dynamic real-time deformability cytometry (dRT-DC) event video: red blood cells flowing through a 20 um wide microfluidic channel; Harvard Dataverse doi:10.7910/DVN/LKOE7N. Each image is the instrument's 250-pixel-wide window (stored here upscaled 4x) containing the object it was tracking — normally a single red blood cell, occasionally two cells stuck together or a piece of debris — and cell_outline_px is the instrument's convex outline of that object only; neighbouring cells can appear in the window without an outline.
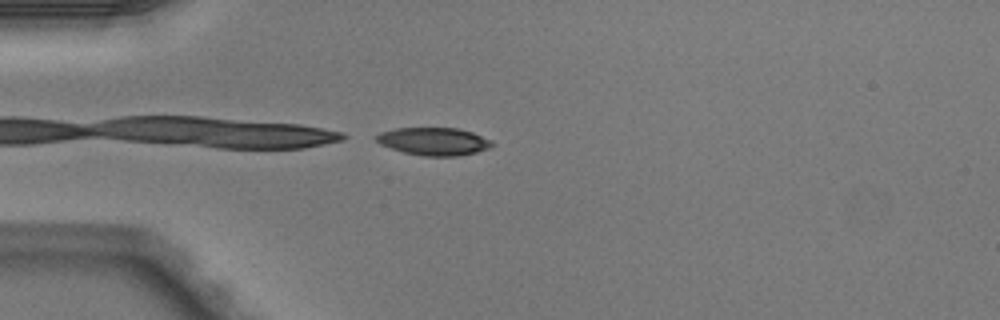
{"species": "Egyptian fruit bat (a non-hibernating species)", "species_latin": "Rousettus aegyptiacus", "temperature_condition": "warm", "stored_images_in_passage": 4, "camera_frame_rate_fps": 3000, "um_per_image_px": 0.085, "animal": {"sex": "male"}, "frame": {"image": 1, "passage_image": 4, "time_ms": 1.0, "image_size_px": [1000, 320], "cell_outline_px": [[496, 144], [488, 148], [476, 152], [460, 156], [424, 156], [404, 152], [380, 144], [376, 140], [376, 136], [380, 132], [396, 128], [456, 128], [472, 132], [492, 140]], "centroid_in_image_um": [36.9, 12.02], "position_along_channel_um": 48.1, "area_um2": 18.67}}